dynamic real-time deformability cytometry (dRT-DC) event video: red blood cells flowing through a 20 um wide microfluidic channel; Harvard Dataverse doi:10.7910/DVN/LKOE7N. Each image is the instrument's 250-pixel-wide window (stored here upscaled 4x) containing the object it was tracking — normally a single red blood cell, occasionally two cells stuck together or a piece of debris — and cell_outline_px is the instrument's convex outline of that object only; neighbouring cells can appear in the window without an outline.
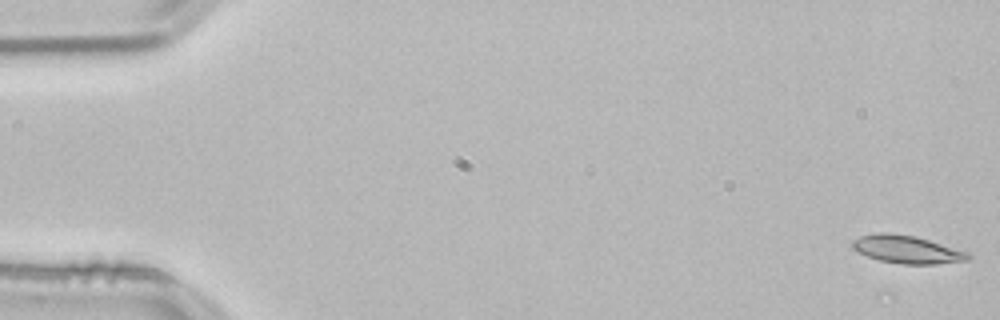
{"species": "common noctule bat (a hibernating species)", "species_latin": "Nyctalus noctula", "temperature_condition": "room temperature", "stored_images_in_passage": 29, "camera_frame_rate_fps": 3000, "um_per_image_px": 0.085, "animal": {"sex": "male", "body_mass_g": 21.5, "forearm_length_mm": 52.0}, "frame": {"image": 1, "passage_image": 1, "time_ms": 0.0, "image_size_px": [1000, 320], "cell_outline_px": [[972, 256], [968, 260], [936, 264], [900, 264], [880, 260], [868, 256], [852, 248], [852, 240], [860, 236], [876, 232], [888, 232], [916, 236], [968, 252]], "centroid_in_image_um": [77.09, 21.19], "position_along_channel_um": 7.9, "area_um2": 18.79}}
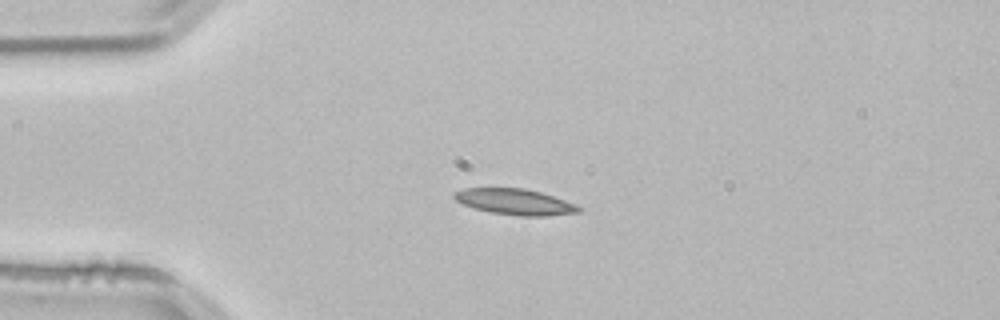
{"frame": {"image": 2, "passage_image": 13, "time_ms": 4.0, "image_size_px": [1000, 320], "cell_outline_px": [[584, 208], [580, 212], [548, 216], [520, 216], [492, 212], [472, 208], [456, 200], [452, 196], [452, 192], [464, 188], [524, 188], [540, 192], [576, 204]], "centroid_in_image_um": [43.77, 17.15], "position_along_channel_um": 41.2, "area_um2": 18.84}}
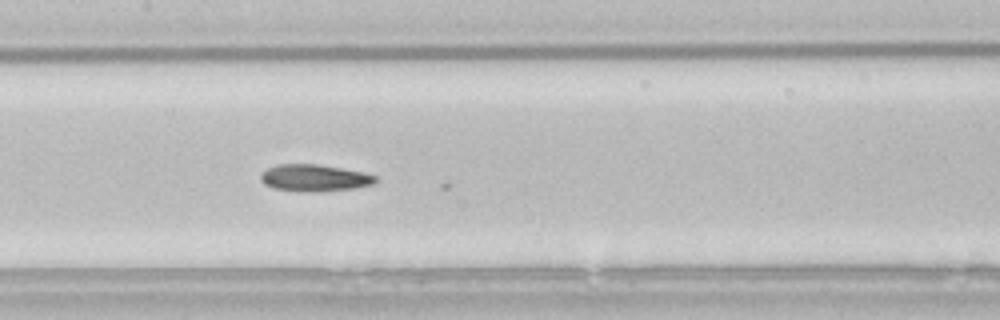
{"frame": {"image": 3, "passage_image": 26, "time_ms": 8.333, "image_size_px": [1000, 320], "cell_outline_px": [[376, 180], [372, 184], [356, 188], [320, 192], [304, 192], [272, 188], [264, 184], [260, 180], [260, 172], [276, 164], [320, 164], [364, 172], [376, 176]], "centroid_in_image_um": [26.69, 15.12], "position_along_channel_um": 180.7, "area_um2": 18.26}}